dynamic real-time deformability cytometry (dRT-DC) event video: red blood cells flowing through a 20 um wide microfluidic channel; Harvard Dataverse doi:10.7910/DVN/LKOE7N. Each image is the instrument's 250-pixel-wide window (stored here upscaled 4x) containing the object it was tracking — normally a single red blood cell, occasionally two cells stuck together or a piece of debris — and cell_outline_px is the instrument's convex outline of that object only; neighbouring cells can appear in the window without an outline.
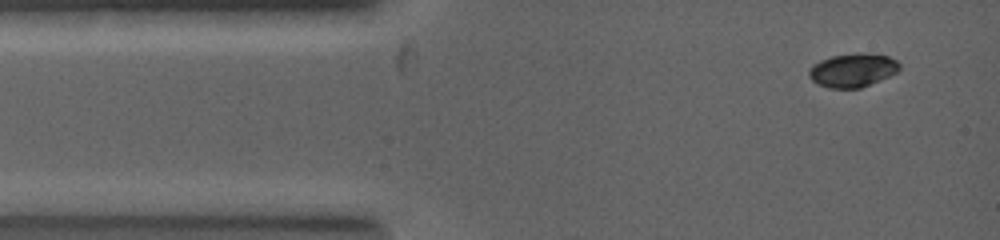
{"species": "common noctule bat (a hibernating species)", "species_latin": "Nyctalus noctula", "temperature_condition": "warm", "stored_images_in_passage": 2, "camera_frame_rate_fps": 5000, "um_per_image_px": 0.085, "animal": {"sex": "female", "body_mass_g": 19.0, "forearm_length_mm": 53.3}, "frame": {"image": 1, "passage_image": 1, "time_ms": 0.0, "image_size_px": [1000, 240], "cell_outline_px": [[900, 68], [896, 72], [888, 76], [860, 88], [828, 88], [816, 84], [808, 76], [808, 72], [820, 60], [832, 56], [888, 56], [896, 60], [900, 64]], "centroid_in_image_um": [72.44, 6.03], "position_along_channel_um": 12.6, "area_um2": 16.76}}